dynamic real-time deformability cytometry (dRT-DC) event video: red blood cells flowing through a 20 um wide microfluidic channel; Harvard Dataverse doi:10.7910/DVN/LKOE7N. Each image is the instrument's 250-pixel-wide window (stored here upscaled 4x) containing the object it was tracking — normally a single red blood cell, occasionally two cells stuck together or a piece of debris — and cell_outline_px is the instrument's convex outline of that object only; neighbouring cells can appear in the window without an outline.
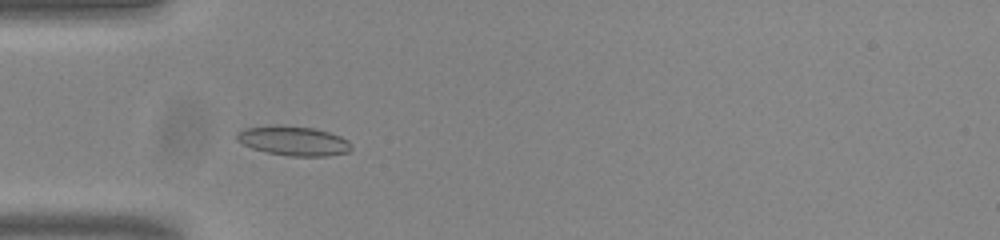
{"species": "common noctule bat (a hibernating species)", "species_latin": "Nyctalus noctula", "temperature_condition": "room temperature", "stored_images_in_passage": 48, "camera_frame_rate_fps": 3000, "um_per_image_px": 0.085, "animal": {"sex": "male", "body_mass_g": 20.0, "forearm_length_mm": 53.3}, "frame": {"image": 1, "passage_image": 11, "time_ms": 3.333, "image_size_px": [1000, 240], "cell_outline_px": [[352, 148], [348, 152], [328, 156], [288, 156], [268, 152], [252, 148], [236, 140], [236, 132], [244, 128], [268, 124], [312, 128], [328, 132], [340, 136], [348, 140], [352, 144]], "centroid_in_image_um": [24.92, 11.96], "position_along_channel_um": 60.1, "area_um2": 19.77}}
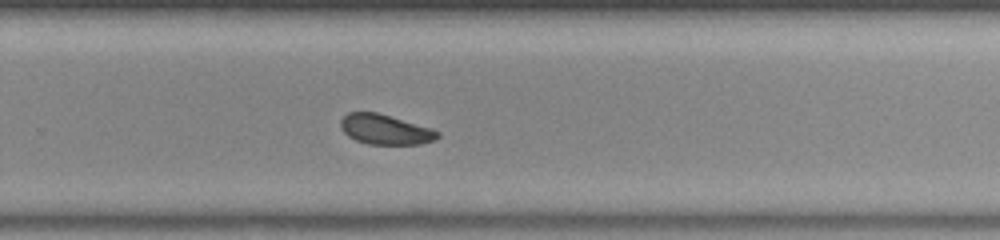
{"frame": {"image": 2, "passage_image": 30, "time_ms": 9.667, "image_size_px": [1000, 240], "cell_outline_px": [[440, 136], [436, 140], [420, 144], [368, 144], [356, 140], [348, 136], [340, 128], [340, 120], [348, 112], [376, 112], [432, 128], [440, 132]], "centroid_in_image_um": [32.75, 11.01], "position_along_channel_um": 297.0, "area_um2": 16.99}}
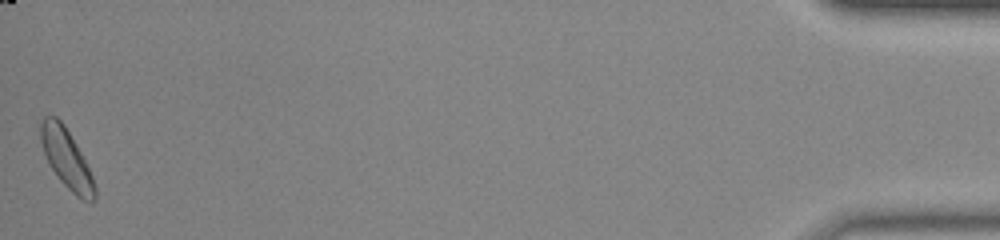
{"frame": {"image": 3, "passage_image": 48, "time_ms": 15.667, "image_size_px": [1000, 240], "cell_outline_px": [[96, 200], [80, 200], [60, 180], [48, 164], [40, 140], [40, 120], [44, 116], [56, 116], [64, 124], [76, 144], [92, 176], [96, 188]], "centroid_in_image_um": [5.63, 13.47], "position_along_channel_um": 429.6, "area_um2": 18.5}, "authors_computed_cell_mechanics": {"area_um2": 17.4556, "velocity_mm_per_s": 3.7921, "shape_relaxation_time_tau1_ms": 2.5076, "shape_relaxation_time_tau2_ms": 3.4022, "deformation_change_tau1": 0.0952, "deformation_change_tau2": 0.0847}}